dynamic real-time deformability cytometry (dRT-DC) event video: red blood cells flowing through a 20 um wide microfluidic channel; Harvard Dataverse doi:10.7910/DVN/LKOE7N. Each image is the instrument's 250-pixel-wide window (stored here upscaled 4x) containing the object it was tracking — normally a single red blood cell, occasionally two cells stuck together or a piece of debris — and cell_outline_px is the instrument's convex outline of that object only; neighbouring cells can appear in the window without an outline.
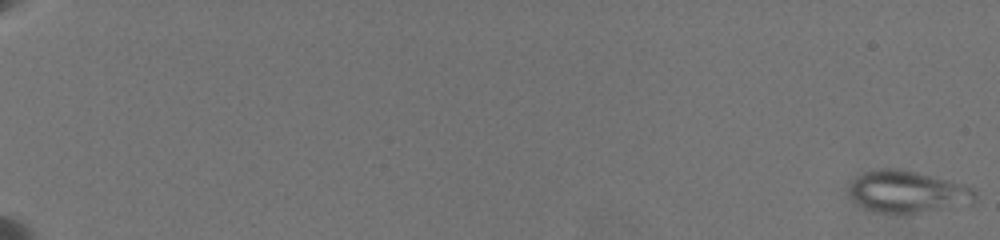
{"species": "common noctule bat (a hibernating species)", "species_latin": "Nyctalus noctula", "temperature_condition": "warm", "stored_images_in_passage": 25, "camera_frame_rate_fps": 3000, "um_per_image_px": 0.085, "animal": {"sex": "female", "body_mass_g": 19.5, "forearm_length_mm": 54.1}, "frame": {"image": 1, "passage_image": 1, "time_ms": 0.0, "image_size_px": [1000, 240], "cell_outline_px": [[976, 200], [972, 204], [912, 212], [880, 212], [864, 208], [856, 204], [852, 200], [848, 192], [848, 188], [852, 180], [864, 172], [884, 168], [896, 168], [916, 172], [964, 184], [976, 188]], "centroid_in_image_um": [77.13, 16.28], "position_along_channel_um": 7.9, "area_um2": 30.58}}
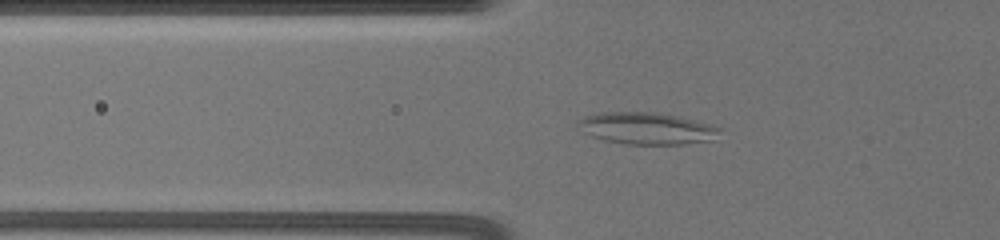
{"frame": {"image": 2, "passage_image": 20, "time_ms": 8.667, "image_size_px": [1000, 240], "cell_outline_px": [[724, 128], [712, 140], [684, 144], [624, 144], [604, 140], [592, 136], [576, 128], [576, 120], [600, 112], [656, 112], [696, 120]], "centroid_in_image_um": [54.96, 10.91], "position_along_channel_um": 70.8, "area_um2": 26.47}}
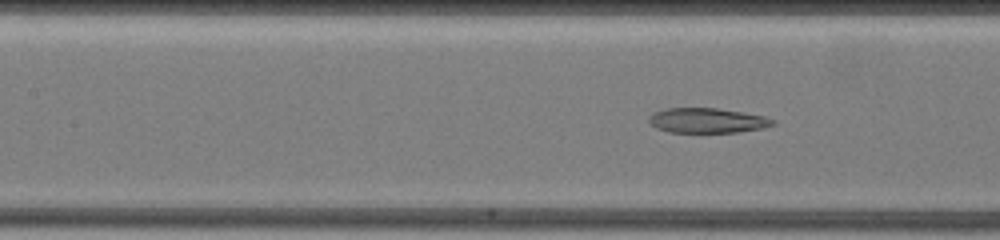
{"frame": {"image": 3, "passage_image": 25, "time_ms": 11.0, "image_size_px": [1000, 240], "cell_outline_px": [[776, 124], [764, 128], [740, 132], [668, 132], [656, 128], [648, 124], [648, 116], [652, 112], [668, 108], [716, 108], [764, 116], [776, 120]], "centroid_in_image_um": [60.08, 10.25], "position_along_channel_um": 147.3, "area_um2": 18.15}}